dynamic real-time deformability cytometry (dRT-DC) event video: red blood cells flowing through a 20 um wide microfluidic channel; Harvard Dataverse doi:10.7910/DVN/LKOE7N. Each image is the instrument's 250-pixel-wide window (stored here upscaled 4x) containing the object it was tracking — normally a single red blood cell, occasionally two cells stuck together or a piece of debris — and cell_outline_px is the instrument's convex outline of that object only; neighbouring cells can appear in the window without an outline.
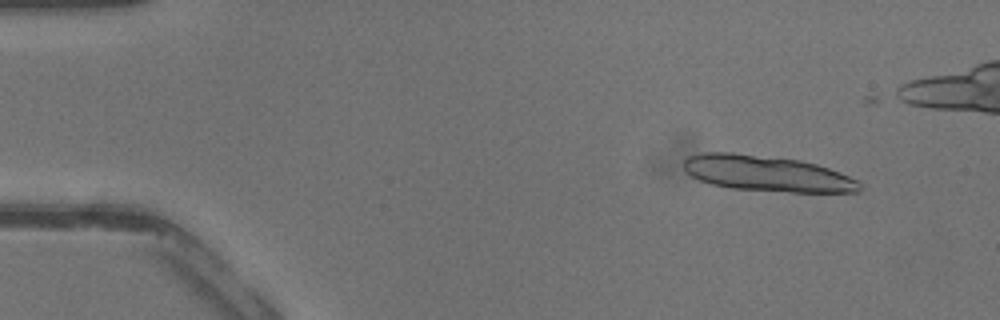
{"species": "common noctule bat (a hibernating species)", "species_latin": "Nyctalus noctula", "temperature_condition": "warm", "stored_images_in_passage": 43, "segment_of_instrument_passage": [1, 2], "camera_frame_rate_fps": 3000, "um_per_image_px": 0.085, "animal": {"sex": "male", "body_mass_g": 13.3}, "frame": {"image": 1, "passage_image": 5, "time_ms": 1.333, "image_size_px": [1000, 320], "cell_outline_px": [[860, 192], [792, 192], [732, 188], [712, 184], [700, 180], [692, 176], [684, 168], [684, 160], [688, 156], [704, 152], [732, 152], [800, 160], [816, 164], [840, 172], [856, 180], [860, 184]], "centroid_in_image_um": [65.18, 14.74], "position_along_channel_um": 19.8, "area_um2": 36.36}}